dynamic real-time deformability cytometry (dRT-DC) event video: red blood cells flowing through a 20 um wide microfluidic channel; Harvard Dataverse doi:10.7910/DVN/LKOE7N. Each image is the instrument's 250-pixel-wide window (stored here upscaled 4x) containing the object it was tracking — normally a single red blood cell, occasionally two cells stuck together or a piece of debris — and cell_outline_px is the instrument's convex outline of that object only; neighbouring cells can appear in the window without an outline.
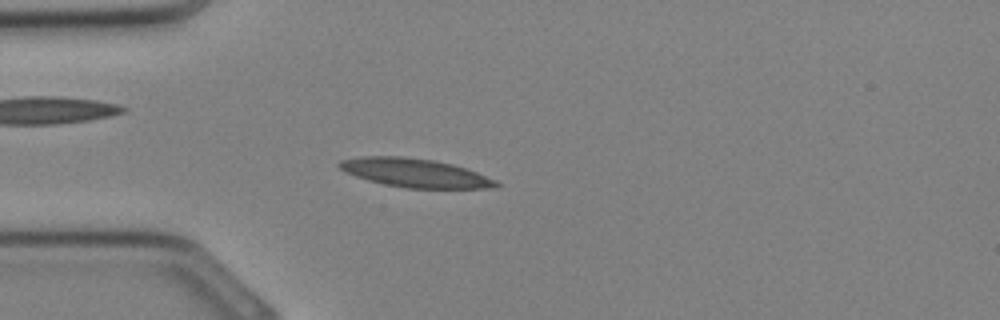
{"species": "Egyptian fruit bat (a non-hibernating species)", "species_latin": "Rousettus aegyptiacus", "temperature_condition": "cold", "stored_images_in_passage": 32, "camera_frame_rate_fps": 3000, "um_per_image_px": 0.085, "animal": {"sex": "female"}, "frame": {"image": 1, "passage_image": 8, "time_ms": 2.333, "image_size_px": [1000, 320], "cell_outline_px": [[500, 184], [484, 188], [408, 188], [384, 184], [368, 180], [356, 176], [340, 168], [336, 164], [340, 160], [360, 156], [400, 156], [432, 160], [452, 164], [476, 172], [496, 180]], "centroid_in_image_um": [35.22, 14.68], "position_along_channel_um": 49.8, "area_um2": 25.78}}
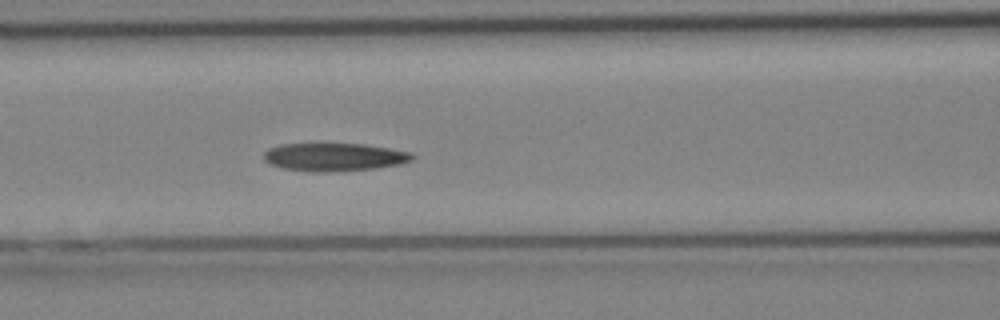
{"frame": {"image": 2, "passage_image": 13, "time_ms": 4.0, "image_size_px": [1000, 320], "cell_outline_px": [[416, 156], [412, 160], [400, 164], [376, 168], [324, 172], [312, 172], [284, 168], [272, 164], [264, 160], [264, 152], [268, 148], [280, 144], [364, 144], [412, 152]], "centroid_in_image_um": [28.43, 13.34], "position_along_channel_um": 138.2, "area_um2": 24.16}}
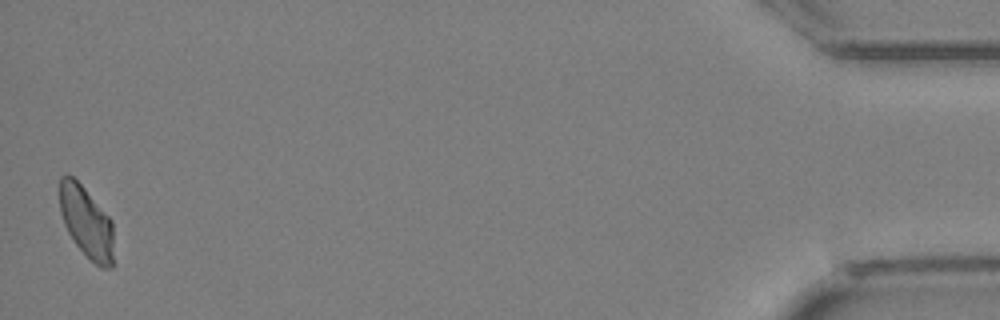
{"frame": {"image": 3, "passage_image": 32, "time_ms": 10.333, "image_size_px": [1000, 320], "cell_outline_px": [[112, 268], [100, 268], [76, 244], [68, 232], [64, 224], [60, 212], [60, 176], [72, 176], [84, 188], [112, 220]], "centroid_in_image_um": [7.34, 18.88], "position_along_channel_um": 427.9, "area_um2": 21.96}}